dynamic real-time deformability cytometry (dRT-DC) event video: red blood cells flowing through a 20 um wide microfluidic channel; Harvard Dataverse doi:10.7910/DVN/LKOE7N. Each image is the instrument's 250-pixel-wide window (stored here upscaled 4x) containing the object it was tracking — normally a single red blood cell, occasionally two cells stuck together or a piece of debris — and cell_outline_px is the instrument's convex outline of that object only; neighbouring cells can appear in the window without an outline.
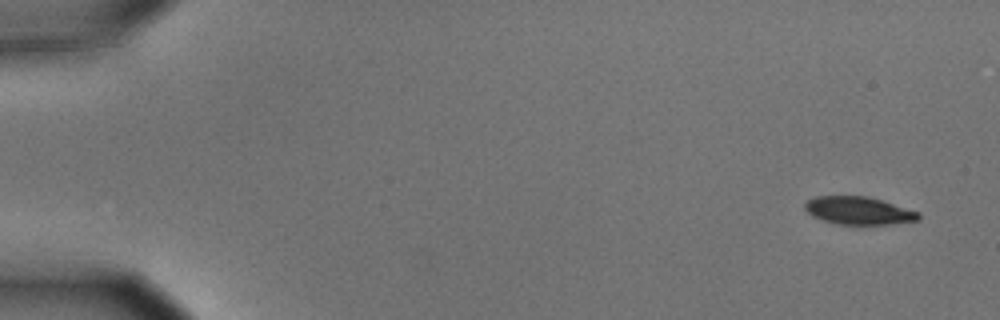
{"species": "common noctule bat (a hibernating species)", "species_latin": "Nyctalus noctula", "temperature_condition": "cold", "stored_images_in_passage": 6, "camera_frame_rate_fps": 3000, "um_per_image_px": 0.085, "animal": {"sex": "male", "body_mass_g": 15.6}, "frame": {"image": 1, "passage_image": 1, "time_ms": 0.0, "image_size_px": [1000, 320], "cell_outline_px": [[920, 220], [888, 224], [840, 224], [824, 220], [812, 216], [804, 208], [804, 204], [808, 200], [816, 196], [868, 196], [920, 212]], "centroid_in_image_um": [72.99, 17.89], "position_along_channel_um": 12.0, "area_um2": 18.26}}
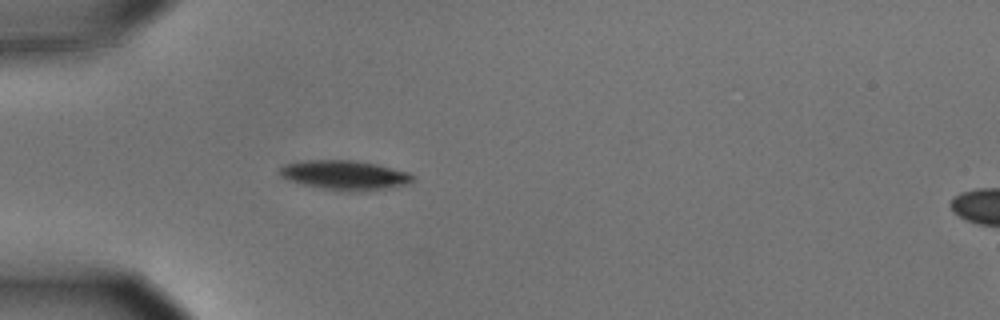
{"frame": {"image": 2, "passage_image": 5, "time_ms": 1.333, "image_size_px": [1000, 320], "cell_outline_px": [[416, 180], [408, 184], [384, 188], [348, 192], [300, 184], [288, 180], [280, 176], [280, 168], [284, 164], [304, 160], [356, 160], [376, 164], [408, 172], [416, 176]], "centroid_in_image_um": [29.31, 14.87], "position_along_channel_um": 55.7, "area_um2": 22.83}}